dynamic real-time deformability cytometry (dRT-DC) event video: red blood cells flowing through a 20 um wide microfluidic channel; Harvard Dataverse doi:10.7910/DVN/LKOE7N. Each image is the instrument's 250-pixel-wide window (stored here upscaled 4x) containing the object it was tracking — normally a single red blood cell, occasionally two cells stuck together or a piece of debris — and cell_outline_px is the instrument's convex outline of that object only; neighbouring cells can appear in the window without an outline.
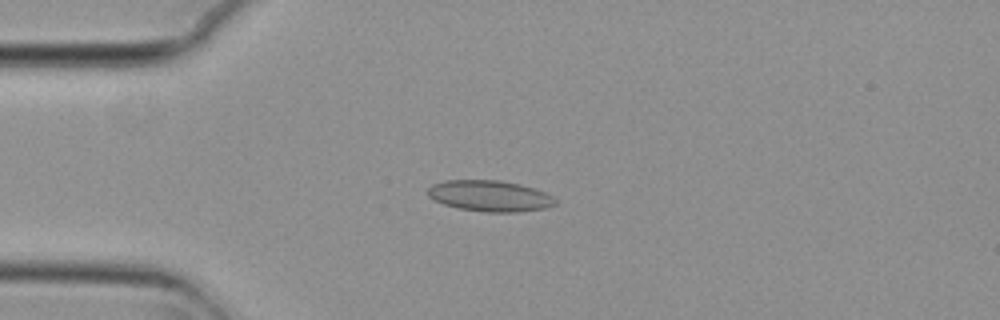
{"species": "common noctule bat (a hibernating species)", "species_latin": "Nyctalus noctula", "temperature_condition": "cold", "stored_images_in_passage": 5, "camera_frame_rate_fps": 3000, "um_per_image_px": 0.085, "animal": {"sex": "female", "body_mass_g": 29.2, "forearm_length_mm": 56.3}, "frame": {"image": 1, "passage_image": 4, "time_ms": 1.0, "image_size_px": [1000, 320], "cell_outline_px": [[556, 204], [544, 208], [520, 212], [484, 212], [460, 208], [444, 204], [428, 196], [428, 188], [432, 184], [444, 180], [500, 180], [520, 184], [544, 192], [552, 196], [556, 200]], "centroid_in_image_um": [41.63, 16.65], "position_along_channel_um": 43.4, "area_um2": 22.95}}